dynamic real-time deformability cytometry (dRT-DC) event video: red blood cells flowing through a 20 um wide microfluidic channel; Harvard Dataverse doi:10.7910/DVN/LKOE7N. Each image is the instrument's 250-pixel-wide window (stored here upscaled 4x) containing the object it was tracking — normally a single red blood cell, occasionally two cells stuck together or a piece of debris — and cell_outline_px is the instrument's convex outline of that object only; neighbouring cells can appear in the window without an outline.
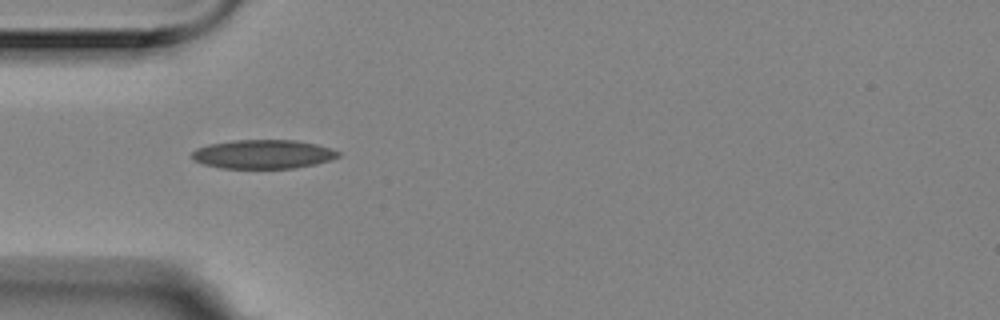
{"species": "Egyptian fruit bat (a non-hibernating species)", "species_latin": "Rousettus aegyptiacus", "temperature_condition": "room temperature", "stored_images_in_passage": 2, "camera_frame_rate_fps": 3000, "um_per_image_px": 0.085, "animal": {"sex": "female"}, "frame": {"image": 1, "passage_image": 1, "time_ms": 0.0, "image_size_px": [1000, 320], "cell_outline_px": [[340, 156], [316, 164], [296, 168], [220, 168], [204, 164], [192, 160], [192, 152], [196, 148], [208, 144], [232, 140], [296, 140], [316, 144], [332, 148], [340, 152]], "centroid_in_image_um": [22.35, 13.1], "position_along_channel_um": 62.6, "area_um2": 24.8}}
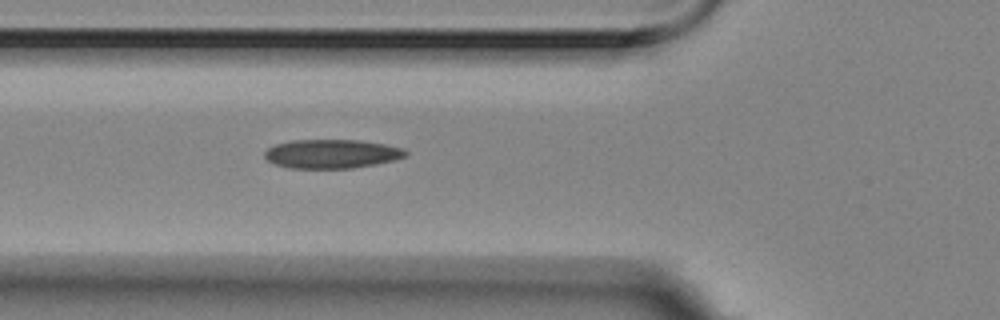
{"frame": {"image": 2, "passage_image": 2, "time_ms": 0.333, "image_size_px": [1000, 320], "cell_outline_px": [[408, 156], [376, 164], [352, 168], [292, 168], [276, 164], [268, 160], [264, 156], [264, 152], [268, 148], [276, 144], [292, 140], [360, 140], [384, 144], [404, 148], [408, 152]], "centroid_in_image_um": [28.22, 13.07], "position_along_channel_um": 97.6, "area_um2": 23.7}}